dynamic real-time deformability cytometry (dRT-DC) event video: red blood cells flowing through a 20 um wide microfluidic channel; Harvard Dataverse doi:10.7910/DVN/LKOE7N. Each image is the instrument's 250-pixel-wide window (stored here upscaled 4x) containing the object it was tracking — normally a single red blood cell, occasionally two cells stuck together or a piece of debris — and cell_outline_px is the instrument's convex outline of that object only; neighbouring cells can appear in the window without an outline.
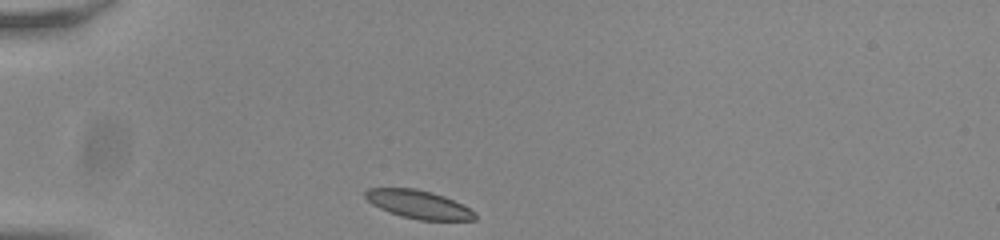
{"species": "common noctule bat (a hibernating species)", "species_latin": "Nyctalus noctula", "temperature_condition": "room temperature", "stored_images_in_passage": 32, "camera_frame_rate_fps": 3000, "um_per_image_px": 0.085, "animal": {"sex": "male", "body_mass_g": 20.0, "forearm_length_mm": 53.3}, "frame": {"image": 1, "passage_image": 1, "time_ms": 0.0, "image_size_px": [1000, 240], "cell_outline_px": [[476, 220], [420, 220], [400, 216], [388, 212], [372, 204], [364, 196], [364, 192], [368, 188], [416, 188], [432, 192], [444, 196], [476, 212]], "centroid_in_image_um": [35.55, 17.37], "position_along_channel_um": 49.4, "area_um2": 18.03}}
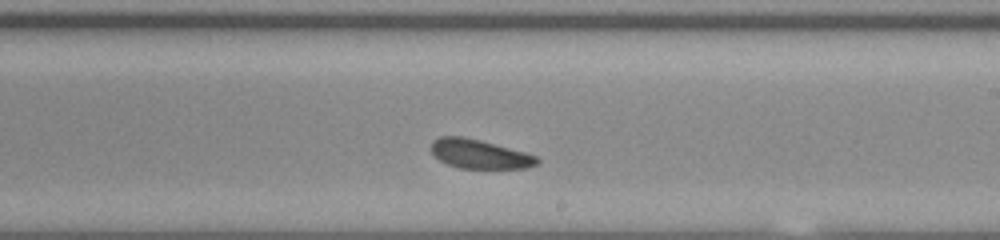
{"frame": {"image": 2, "passage_image": 19, "time_ms": 6.0, "image_size_px": [1000, 240], "cell_outline_px": [[540, 160], [536, 164], [524, 168], [460, 168], [448, 164], [440, 160], [428, 148], [432, 140], [440, 136], [460, 136], [480, 140], [524, 152], [536, 156]], "centroid_in_image_um": [40.7, 13.08], "position_along_channel_um": 248.3, "area_um2": 17.8}}
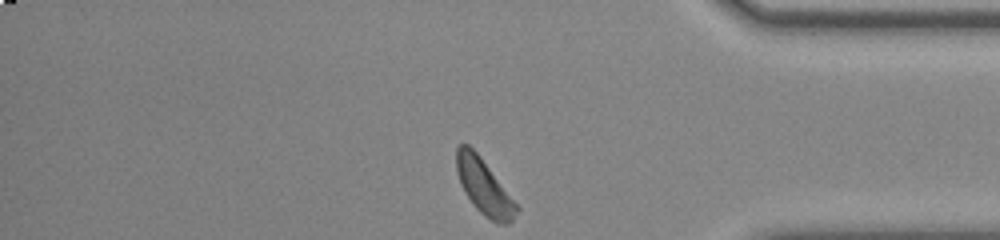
{"frame": {"image": 3, "passage_image": 32, "time_ms": 10.333, "image_size_px": [1000, 240], "cell_outline_px": [[520, 208], [512, 220], [508, 224], [496, 224], [484, 216], [472, 204], [464, 192], [460, 184], [456, 172], [456, 148], [460, 144], [468, 144], [480, 156]], "centroid_in_image_um": [41.12, 15.9], "position_along_channel_um": 394.1, "area_um2": 19.36}, "authors_computed_cell_mechanics": {"area_um2": 18.8717, "velocity_mm_per_s": 3.7554, "shape_relaxation_time_tau1_ms": 3.1832, "shape_relaxation_time_tau2_ms": 3.0457, "deformation_change_tau1": 0.0843, "deformation_change_tau2": 0.0974}}